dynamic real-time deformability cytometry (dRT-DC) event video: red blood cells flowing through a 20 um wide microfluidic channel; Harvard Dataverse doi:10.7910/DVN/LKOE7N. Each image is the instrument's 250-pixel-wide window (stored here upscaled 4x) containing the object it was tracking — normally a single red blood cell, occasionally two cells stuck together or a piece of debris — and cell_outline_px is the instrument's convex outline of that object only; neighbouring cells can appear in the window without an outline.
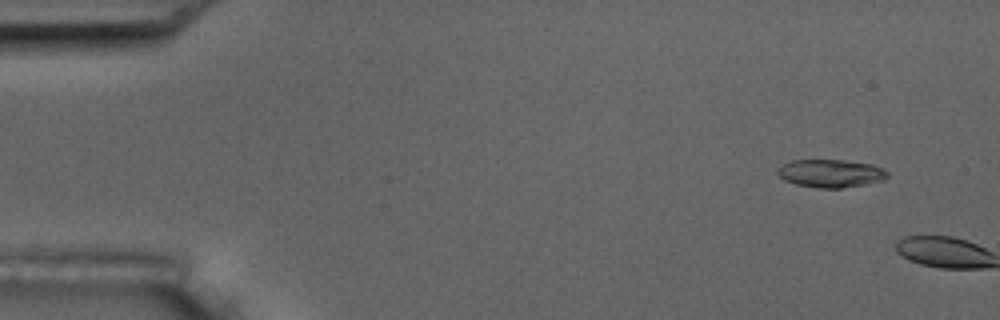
{"species": "common noctule bat (a hibernating species)", "species_latin": "Nyctalus noctula", "temperature_condition": "room temperature", "stored_images_in_passage": 3, "camera_frame_rate_fps": 3000, "um_per_image_px": 0.085, "animal": {"sex": "male", "body_mass_g": 17.5, "forearm_length_mm": 52.3}, "frame": {"image": 1, "passage_image": 2, "time_ms": 1.333, "image_size_px": [1000, 320], "cell_outline_px": [[888, 176], [884, 180], [864, 184], [840, 188], [820, 188], [796, 184], [784, 180], [776, 172], [776, 168], [792, 160], [844, 160], [872, 164], [884, 168], [888, 172]], "centroid_in_image_um": [70.62, 14.73], "position_along_channel_um": 14.4, "area_um2": 17.92}}